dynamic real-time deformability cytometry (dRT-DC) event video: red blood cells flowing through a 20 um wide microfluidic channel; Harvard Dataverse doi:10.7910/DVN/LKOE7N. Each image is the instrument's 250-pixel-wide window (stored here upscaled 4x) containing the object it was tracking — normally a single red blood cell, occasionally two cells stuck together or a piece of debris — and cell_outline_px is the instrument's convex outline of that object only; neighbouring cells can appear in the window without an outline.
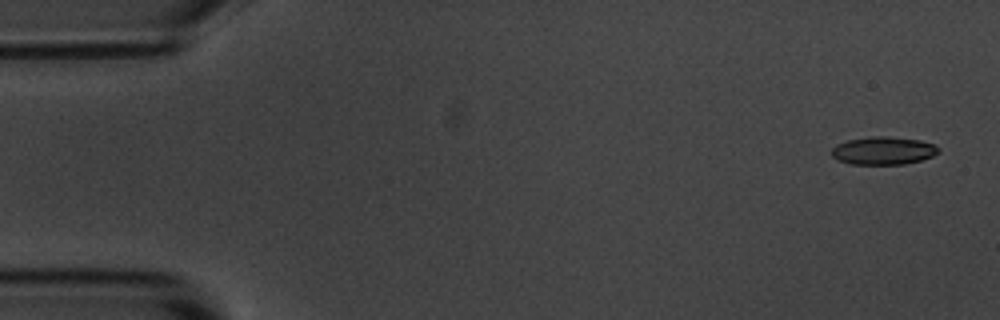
{"species": "common noctule bat (a hibernating species)", "species_latin": "Nyctalus noctula", "temperature_condition": "room temperature", "stored_images_in_passage": 6, "camera_frame_rate_fps": 3000, "um_per_image_px": 0.085, "animal": {"sex": "male", "body_mass_g": 20.1, "forearm_length_mm": 53.5}, "frame": {"image": 1, "passage_image": 1, "time_ms": 0.0, "image_size_px": [1000, 320], "cell_outline_px": [[940, 152], [932, 156], [920, 160], [904, 164], [848, 164], [832, 156], [832, 148], [836, 144], [848, 140], [872, 136], [888, 136], [920, 140], [936, 144], [940, 148]], "centroid_in_image_um": [75.11, 12.8], "position_along_channel_um": 9.9, "area_um2": 17.46}}
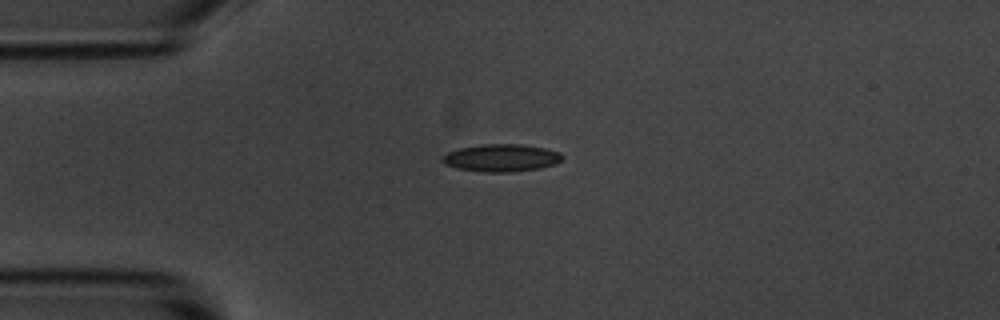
{"frame": {"image": 2, "passage_image": 4, "time_ms": 3.667, "image_size_px": [1000, 320], "cell_outline_px": [[564, 156], [556, 164], [536, 168], [508, 172], [488, 172], [456, 168], [444, 164], [444, 156], [448, 152], [460, 148], [484, 144], [520, 144], [544, 148], [560, 152]], "centroid_in_image_um": [42.63, 13.41], "position_along_channel_um": 42.4, "area_um2": 18.84}}